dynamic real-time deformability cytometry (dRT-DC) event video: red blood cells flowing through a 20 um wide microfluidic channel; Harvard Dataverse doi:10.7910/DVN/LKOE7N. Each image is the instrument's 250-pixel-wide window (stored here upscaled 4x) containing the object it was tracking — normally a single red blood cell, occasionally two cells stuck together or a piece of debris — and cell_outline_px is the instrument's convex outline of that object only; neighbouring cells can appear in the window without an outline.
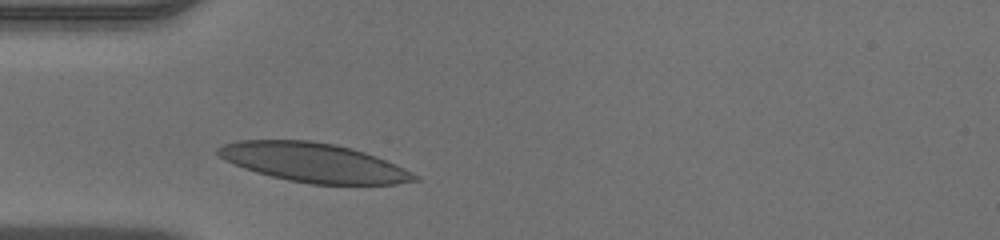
{"species": "human", "species_latin": "Homo sapiens", "temperature_condition": "warm", "stored_images_in_passage": 26, "camera_frame_rate_fps": 3000, "um_per_image_px": 0.085, "donor": {"sex": "male"}, "frame": {"image": 1, "passage_image": 1, "time_ms": 0.0, "image_size_px": [1000, 240], "cell_outline_px": [[420, 180], [396, 184], [312, 184], [288, 180], [256, 172], [244, 168], [224, 160], [216, 152], [216, 148], [224, 144], [236, 140], [312, 140], [336, 144], [352, 148], [376, 156], [396, 164], [420, 176]], "centroid_in_image_um": [26.67, 13.81], "position_along_channel_um": 58.3, "area_um2": 44.85}}
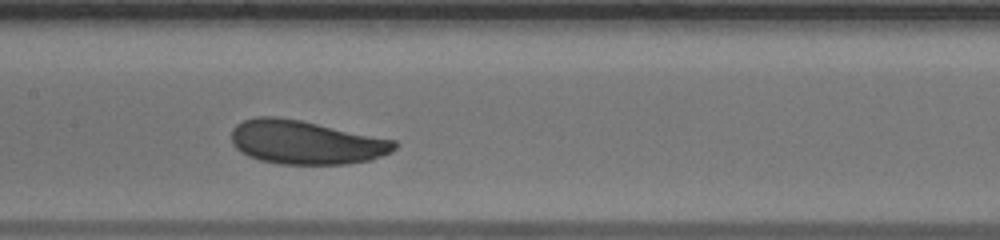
{"frame": {"image": 2, "passage_image": 10, "time_ms": 3.0, "image_size_px": [1000, 240], "cell_outline_px": [[400, 144], [392, 152], [368, 160], [348, 164], [280, 164], [260, 160], [248, 156], [240, 152], [232, 144], [232, 128], [236, 124], [244, 120], [256, 116], [276, 116], [300, 120], [396, 140]], "centroid_in_image_um": [25.99, 12.09], "position_along_channel_um": 181.4, "area_um2": 41.73}}
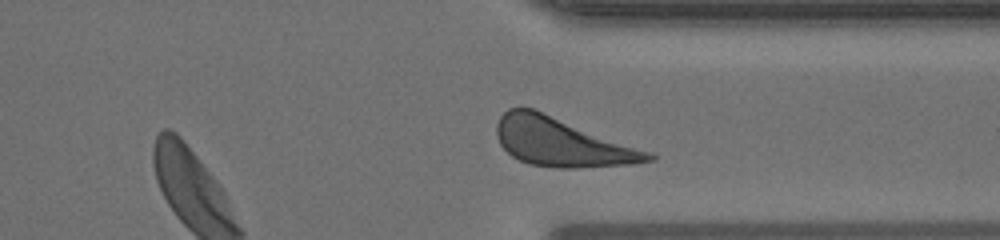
{"frame": {"image": 3, "passage_image": 23, "time_ms": 7.333, "image_size_px": [1000, 240], "cell_outline_px": [[656, 160], [632, 164], [576, 168], [560, 168], [528, 164], [512, 156], [500, 144], [496, 136], [496, 124], [500, 116], [508, 108], [532, 108], [656, 152]], "centroid_in_image_um": [47.83, 12.09], "position_along_channel_um": 363.6, "area_um2": 43.47}}